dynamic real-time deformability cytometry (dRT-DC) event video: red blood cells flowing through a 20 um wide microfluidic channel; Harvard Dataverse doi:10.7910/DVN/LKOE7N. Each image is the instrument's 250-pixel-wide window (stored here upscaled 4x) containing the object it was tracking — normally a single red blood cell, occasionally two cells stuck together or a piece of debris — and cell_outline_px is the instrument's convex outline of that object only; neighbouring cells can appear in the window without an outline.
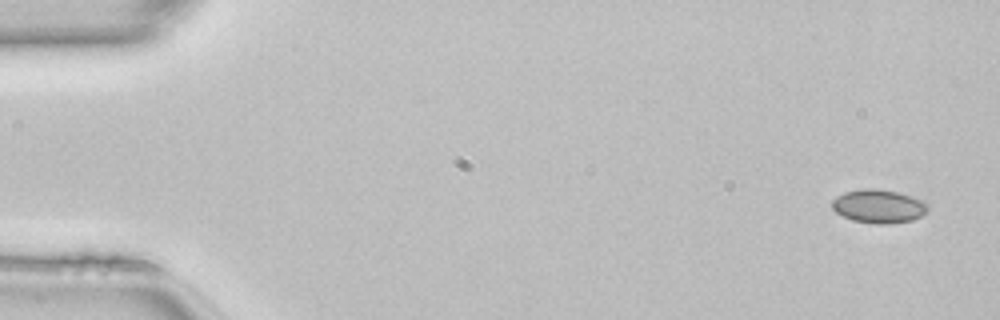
{"species": "common noctule bat (a hibernating species)", "species_latin": "Nyctalus noctula", "temperature_condition": "room temperature", "stored_images_in_passage": 48, "camera_frame_rate_fps": 3000, "um_per_image_px": 0.085, "animal": {"sex": "female", "body_mass_g": 22.7, "forearm_length_mm": 54.2}, "frame": {"image": 1, "passage_image": 1, "time_ms": 0.0, "image_size_px": [1000, 320], "cell_outline_px": [[928, 208], [920, 216], [912, 220], [892, 224], [876, 224], [852, 220], [836, 212], [832, 208], [832, 200], [836, 196], [844, 192], [864, 188], [876, 188], [900, 192], [924, 200], [928, 204]], "centroid_in_image_um": [74.69, 17.52], "position_along_channel_um": 10.3, "area_um2": 18.9}}
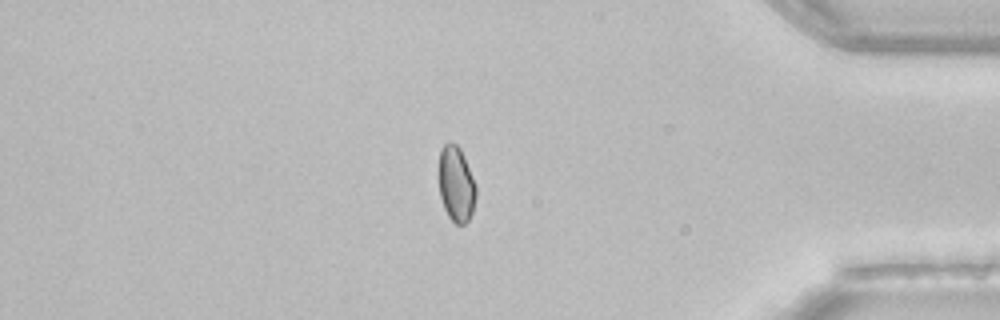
{"frame": {"image": 2, "passage_image": 41, "time_ms": 13.333, "image_size_px": [1000, 320], "cell_outline_px": [[476, 196], [472, 212], [468, 220], [464, 224], [456, 224], [448, 216], [444, 208], [440, 196], [440, 148], [448, 140], [456, 144], [460, 148], [464, 156], [476, 184]], "centroid_in_image_um": [38.79, 15.63], "position_along_channel_um": 396.4, "area_um2": 16.3}}
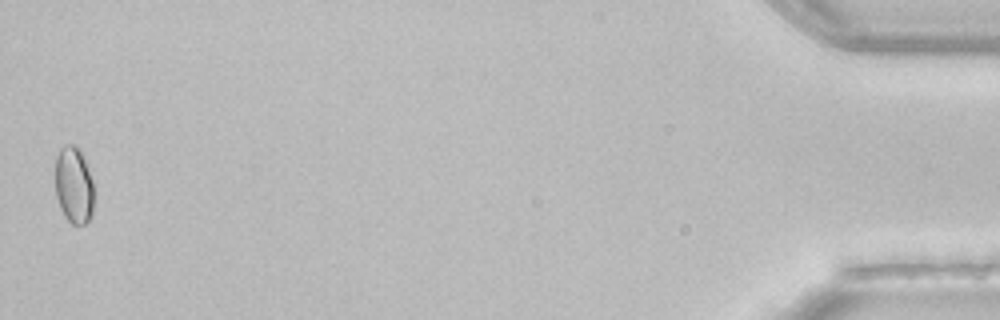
{"frame": {"image": 3, "passage_image": 48, "time_ms": 15.667, "image_size_px": [1000, 320], "cell_outline_px": [[92, 212], [88, 220], [84, 224], [72, 224], [64, 216], [60, 208], [56, 196], [56, 156], [60, 148], [64, 144], [76, 144], [80, 148], [92, 180]], "centroid_in_image_um": [6.25, 15.7], "position_along_channel_um": 428.9, "area_um2": 17.22}, "authors_computed_cell_mechanics": {"area_um2": 17.1955, "velocity_mm_per_s": 4.1472, "shape_relaxation_time_tau1_ms": null, "shape_relaxation_time_tau2_ms": 3.527, "deformation_change_tau1": null, "deformation_change_tau2": 0.0386}}